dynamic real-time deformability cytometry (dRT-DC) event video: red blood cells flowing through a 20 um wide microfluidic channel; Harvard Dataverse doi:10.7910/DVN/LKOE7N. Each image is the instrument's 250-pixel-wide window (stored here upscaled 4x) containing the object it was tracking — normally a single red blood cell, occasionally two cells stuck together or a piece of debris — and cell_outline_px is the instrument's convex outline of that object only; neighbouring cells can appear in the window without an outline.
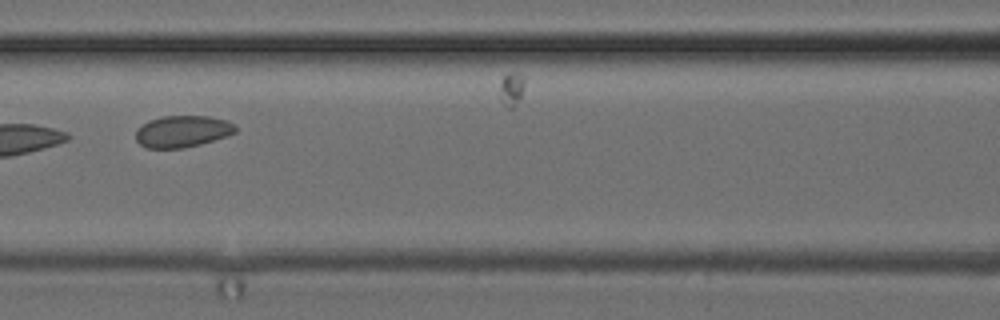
{"species": "common noctule bat (a hibernating species)", "species_latin": "Nyctalus noctula", "temperature_condition": "cold", "stored_images_in_passage": 9, "camera_frame_rate_fps": 3000, "um_per_image_px": 0.085, "animal": {"sex": "female", "body_mass_g": 24.6, "forearm_length_mm": 56.2}, "frame": {"image": 1, "passage_image": 7, "time_ms": 8.0, "image_size_px": [1000, 320], "cell_outline_px": [[236, 132], [228, 136], [200, 144], [184, 148], [148, 148], [140, 144], [136, 140], [136, 128], [140, 124], [148, 120], [160, 116], [208, 116], [228, 120], [236, 124]], "centroid_in_image_um": [15.51, 11.15], "position_along_channel_um": 151.1, "area_um2": 18.73}}